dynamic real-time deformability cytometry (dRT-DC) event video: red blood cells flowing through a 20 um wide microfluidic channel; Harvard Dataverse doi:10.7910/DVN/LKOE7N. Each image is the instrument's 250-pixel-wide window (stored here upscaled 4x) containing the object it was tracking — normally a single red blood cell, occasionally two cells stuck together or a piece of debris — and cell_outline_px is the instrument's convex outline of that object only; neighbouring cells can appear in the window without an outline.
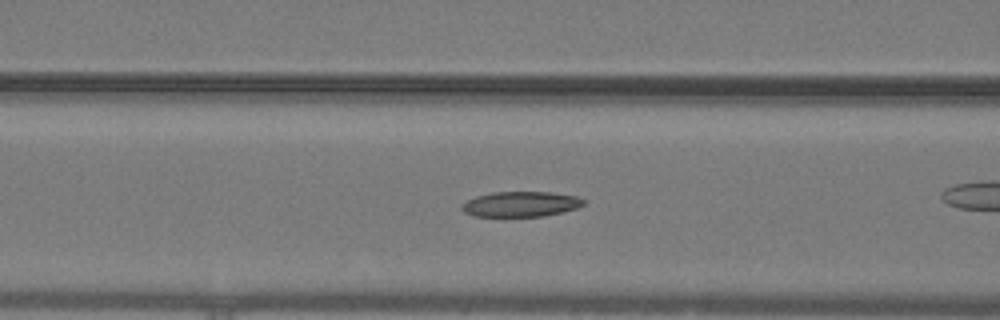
{"species": "common noctule bat (a hibernating species)", "species_latin": "Nyctalus noctula", "temperature_condition": "warm", "stored_images_in_passage": 44, "camera_frame_rate_fps": 3000, "um_per_image_px": 0.085, "animal": {"sex": "male", "body_mass_g": 19.2, "forearm_length_mm": 51.8}, "frame": {"image": 1, "passage_image": 13, "time_ms": 4.0, "image_size_px": [1000, 320], "cell_outline_px": [[584, 204], [576, 208], [544, 216], [472, 216], [464, 212], [460, 208], [468, 200], [476, 196], [492, 192], [552, 192], [576, 196], [584, 200]], "centroid_in_image_um": [44.25, 17.34], "position_along_channel_um": 122.4, "area_um2": 17.74}}
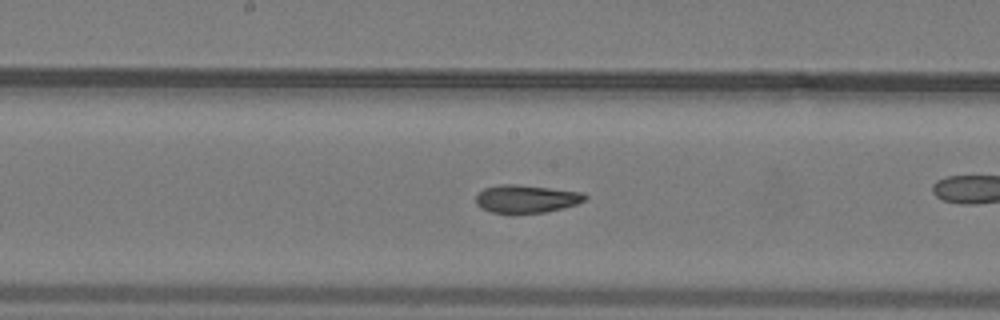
{"frame": {"image": 2, "passage_image": 19, "time_ms": 6.0, "image_size_px": [1000, 320], "cell_outline_px": [[588, 196], [584, 200], [576, 204], [544, 212], [492, 212], [480, 208], [476, 204], [476, 196], [484, 188], [500, 184], [512, 184], [584, 192]], "centroid_in_image_um": [44.72, 16.88], "position_along_channel_um": 203.5, "area_um2": 17.34}, "authors_computed_cell_mechanics": {"area_um2": 17.9469, "velocity_mm_per_s": 4.0165, "shape_relaxation_time_tau1_ms": null, "shape_relaxation_time_tau2_ms": 1.4507, "deformation_change_tau1": null, "deformation_change_tau2": 0.0874}}